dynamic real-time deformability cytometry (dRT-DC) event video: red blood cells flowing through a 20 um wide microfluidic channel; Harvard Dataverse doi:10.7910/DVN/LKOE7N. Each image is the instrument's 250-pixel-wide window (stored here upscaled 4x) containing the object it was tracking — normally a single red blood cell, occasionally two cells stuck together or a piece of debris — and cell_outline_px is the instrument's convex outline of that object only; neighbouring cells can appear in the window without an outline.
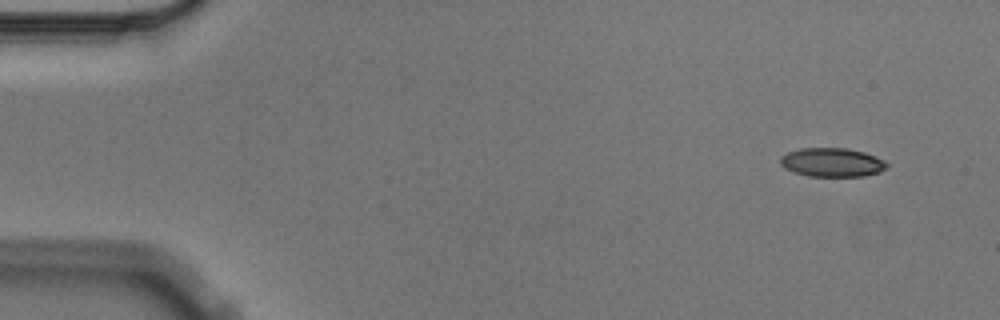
{"species": "Egyptian fruit bat (a non-hibernating species)", "species_latin": "Rousettus aegyptiacus", "temperature_condition": "cold", "stored_images_in_passage": 8, "camera_frame_rate_fps": 3000, "um_per_image_px": 0.085, "animal": {"sex": "male"}, "frame": {"image": 1, "passage_image": 1, "time_ms": 0.0, "image_size_px": [1000, 320], "cell_outline_px": [[888, 168], [880, 172], [864, 176], [808, 176], [792, 172], [784, 168], [780, 164], [780, 156], [788, 152], [800, 148], [848, 148], [864, 152], [876, 156], [884, 160], [888, 164]], "centroid_in_image_um": [70.73, 13.8], "position_along_channel_um": 14.3, "area_um2": 18.15}}
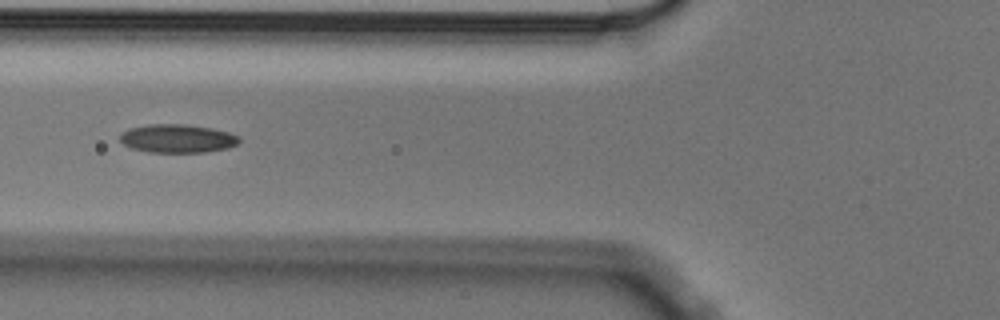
{"frame": {"image": 2, "passage_image": 6, "time_ms": 1.667, "image_size_px": [1000, 320], "cell_outline_px": [[240, 140], [236, 144], [228, 148], [204, 152], [148, 152], [132, 148], [124, 144], [120, 140], [120, 136], [128, 128], [148, 124], [184, 124], [212, 128], [228, 132], [240, 136]], "centroid_in_image_um": [15.09, 11.77], "position_along_channel_um": 110.7, "area_um2": 19.71}}
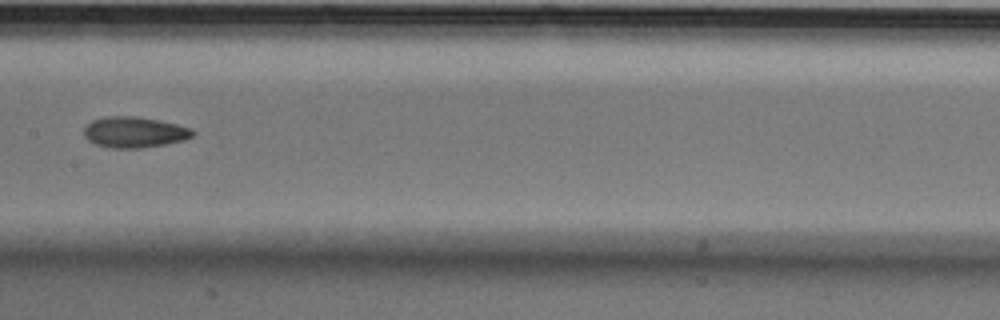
{"frame": {"image": 3, "passage_image": 8, "time_ms": 2.333, "image_size_px": [1000, 320], "cell_outline_px": [[196, 132], [192, 136], [184, 140], [144, 148], [112, 148], [96, 144], [88, 140], [84, 136], [84, 128], [92, 120], [108, 116], [136, 116], [176, 124], [192, 128]], "centroid_in_image_um": [11.42, 11.24], "position_along_channel_um": 196.0, "area_um2": 19.48}}